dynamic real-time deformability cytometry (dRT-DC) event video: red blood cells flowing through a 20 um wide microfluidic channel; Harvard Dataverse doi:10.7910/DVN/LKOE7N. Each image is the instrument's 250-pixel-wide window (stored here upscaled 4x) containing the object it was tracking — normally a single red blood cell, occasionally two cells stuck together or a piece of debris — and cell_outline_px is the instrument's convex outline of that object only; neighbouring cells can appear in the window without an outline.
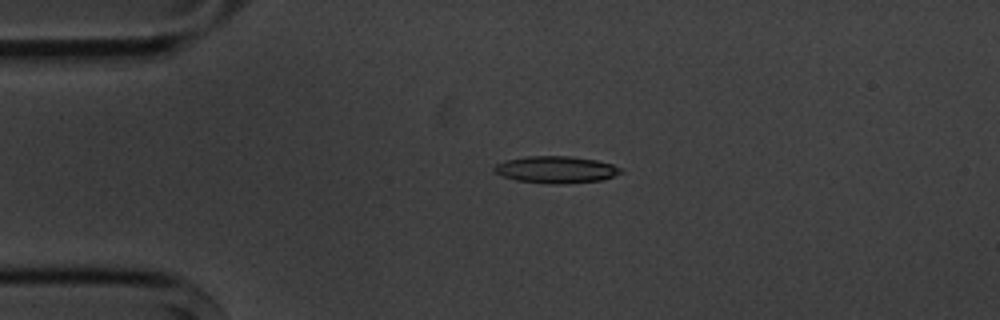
{"species": "common noctule bat (a hibernating species)", "species_latin": "Nyctalus noctula", "temperature_condition": "cold", "stored_images_in_passage": 6, "camera_frame_rate_fps": 3000, "um_per_image_px": 0.085, "animal": {"sex": "male", "body_mass_g": 20.1, "forearm_length_mm": 53.5}, "frame": {"image": 1, "passage_image": 4, "time_ms": 3.333, "image_size_px": [1000, 320], "cell_outline_px": [[624, 172], [600, 180], [560, 184], [548, 184], [516, 180], [504, 176], [496, 172], [492, 168], [496, 164], [504, 160], [528, 156], [572, 156], [596, 160], [612, 164], [620, 168]], "centroid_in_image_um": [47.25, 14.41], "position_along_channel_um": 37.8, "area_um2": 19.77}}
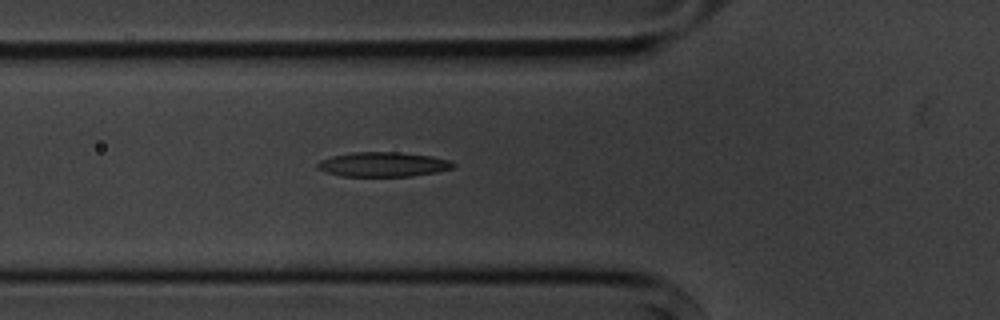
{"frame": {"image": 2, "passage_image": 6, "time_ms": 5.667, "image_size_px": [1000, 320], "cell_outline_px": [[456, 164], [452, 168], [436, 172], [412, 176], [340, 176], [324, 172], [316, 168], [316, 164], [320, 160], [332, 156], [352, 152], [400, 152], [432, 156], [452, 160]], "centroid_in_image_um": [32.55, 13.97], "position_along_channel_um": 93.2, "area_um2": 19.65}}